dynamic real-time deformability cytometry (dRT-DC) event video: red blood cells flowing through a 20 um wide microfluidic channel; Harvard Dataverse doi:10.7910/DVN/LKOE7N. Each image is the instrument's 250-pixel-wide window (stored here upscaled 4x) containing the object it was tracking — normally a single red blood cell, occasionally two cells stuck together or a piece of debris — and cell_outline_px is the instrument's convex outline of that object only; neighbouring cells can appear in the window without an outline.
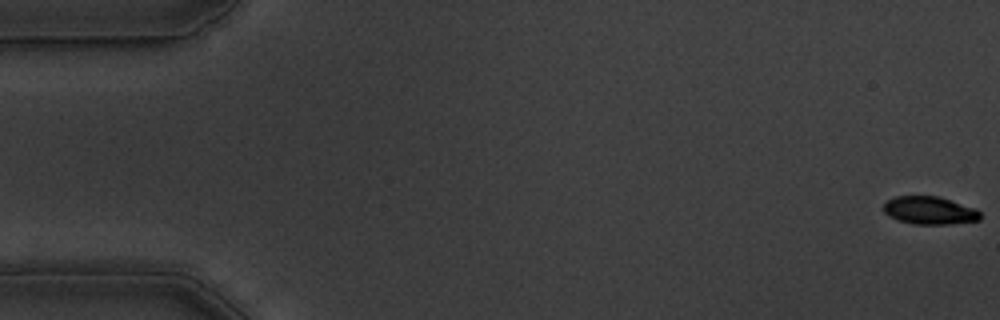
{"species": "common noctule bat (a hibernating species)", "species_latin": "Nyctalus noctula", "temperature_condition": "warm", "stored_images_in_passage": 57, "camera_frame_rate_fps": 3000, "um_per_image_px": 0.085, "animal": {"sex": "male", "body_mass_g": 19.5, "forearm_length_mm": 54.6}, "frame": {"image": 1, "passage_image": 1, "time_ms": 0.0, "image_size_px": [1000, 320], "cell_outline_px": [[980, 220], [948, 224], [912, 224], [888, 216], [884, 212], [884, 204], [888, 200], [896, 196], [940, 196], [976, 208], [980, 212]], "centroid_in_image_um": [79.03, 17.88], "position_along_channel_um": 6.0, "area_um2": 15.72}}
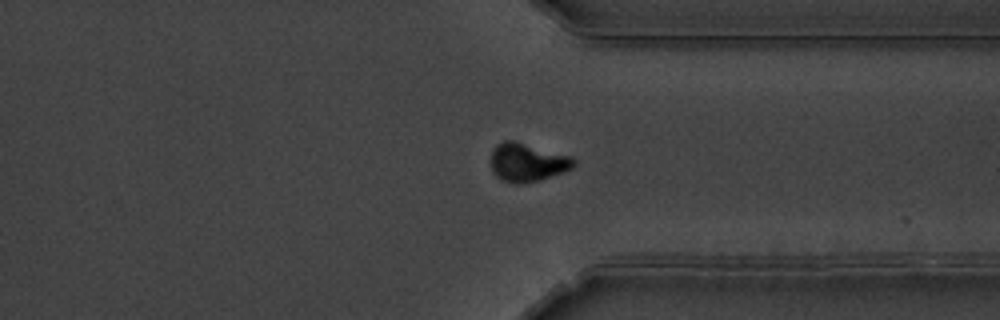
{"frame": {"image": 2, "passage_image": 43, "time_ms": 14.0, "image_size_px": [1000, 320], "cell_outline_px": [[576, 164], [572, 168], [564, 172], [540, 180], [520, 184], [512, 184], [500, 180], [492, 172], [492, 148], [496, 144], [504, 140], [512, 140], [572, 156], [576, 160]], "centroid_in_image_um": [44.82, 13.81], "position_along_channel_um": 366.6, "area_um2": 18.79}}
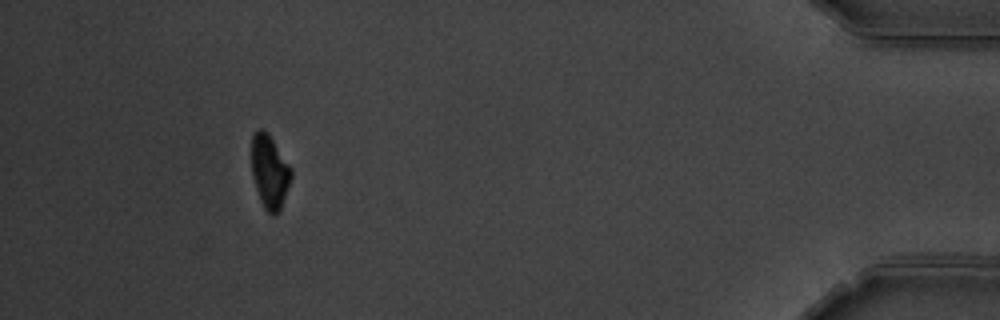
{"frame": {"image": 3, "passage_image": 52, "time_ms": 17.0, "image_size_px": [1000, 320], "cell_outline_px": [[292, 176], [280, 212], [272, 216], [264, 208], [260, 200], [252, 176], [252, 136], [260, 128], [268, 132], [292, 168]], "centroid_in_image_um": [22.94, 14.61], "position_along_channel_um": 412.3, "area_um2": 17.05}, "authors_computed_cell_mechanics": {"area_um2": 18.0336, "velocity_mm_per_s": 3.6156, "shape_relaxation_time_tau1_ms": 3.0768, "shape_relaxation_time_tau2_ms": 3.91, "deformation_change_tau1": 0.1512, "deformation_change_tau2": 0.067}}